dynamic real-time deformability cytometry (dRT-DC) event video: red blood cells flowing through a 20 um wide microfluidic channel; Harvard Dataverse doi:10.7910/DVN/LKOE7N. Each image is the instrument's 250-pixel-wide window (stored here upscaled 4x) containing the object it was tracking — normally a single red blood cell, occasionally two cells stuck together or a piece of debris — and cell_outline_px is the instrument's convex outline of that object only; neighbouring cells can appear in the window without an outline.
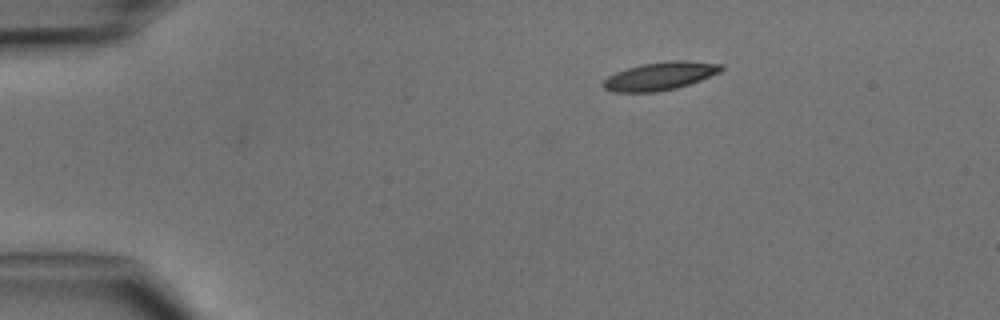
{"species": "common noctule bat (a hibernating species)", "species_latin": "Nyctalus noctula", "temperature_condition": "cold", "stored_images_in_passage": 4, "camera_frame_rate_fps": 3000, "um_per_image_px": 0.085, "animal": {"sex": "male", "body_mass_g": 15.6}, "frame": {"image": 1, "passage_image": 1, "time_ms": 0.0, "image_size_px": [1000, 320], "cell_outline_px": [[724, 68], [720, 72], [700, 80], [676, 88], [656, 92], [612, 92], [604, 88], [600, 84], [608, 76], [616, 72], [628, 68], [644, 64], [668, 60], [688, 60], [724, 64]], "centroid_in_image_um": [56.11, 6.46], "position_along_channel_um": 28.9, "area_um2": 19.36}}
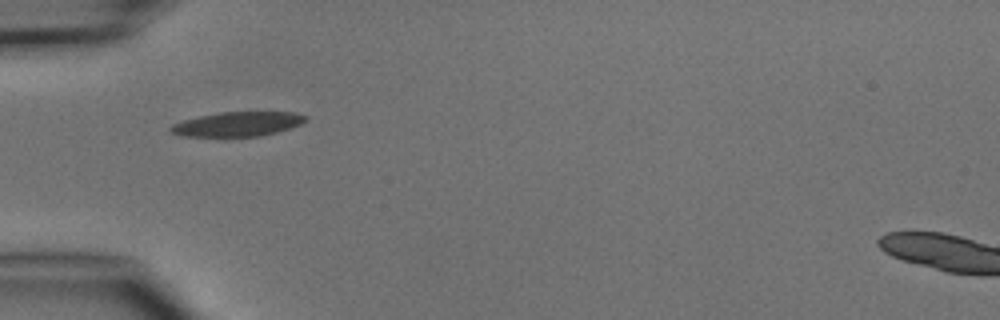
{"frame": {"image": 2, "passage_image": 3, "time_ms": 2.333, "image_size_px": [1000, 320], "cell_outline_px": [[308, 120], [300, 124], [276, 132], [260, 136], [180, 136], [168, 132], [168, 128], [172, 124], [184, 120], [200, 116], [220, 112], [292, 112], [308, 116]], "centroid_in_image_um": [20.16, 10.54], "position_along_channel_um": 64.8, "area_um2": 19.19}}